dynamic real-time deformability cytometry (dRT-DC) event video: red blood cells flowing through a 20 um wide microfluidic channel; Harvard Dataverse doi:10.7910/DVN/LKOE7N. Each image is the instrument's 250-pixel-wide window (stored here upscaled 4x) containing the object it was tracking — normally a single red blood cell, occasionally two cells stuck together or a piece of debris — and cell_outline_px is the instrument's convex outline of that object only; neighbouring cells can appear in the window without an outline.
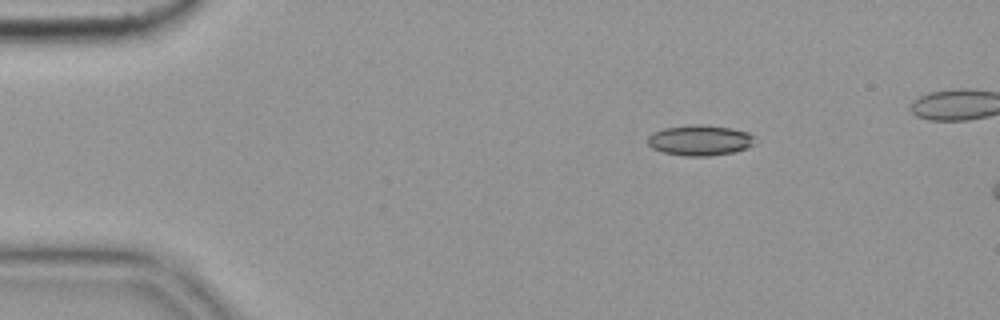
{"species": "common noctule bat (a hibernating species)", "species_latin": "Nyctalus noctula", "temperature_condition": "cold", "stored_images_in_passage": 3, "camera_frame_rate_fps": 3000, "um_per_image_px": 0.085, "animal": {"sex": "female", "body_mass_g": 19.9}, "frame": {"image": 1, "passage_image": 1, "time_ms": 0.0, "image_size_px": [1000, 320], "cell_outline_px": [[756, 136], [752, 144], [748, 148], [736, 152], [708, 156], [684, 156], [664, 152], [652, 148], [648, 144], [648, 136], [652, 132], [664, 128], [692, 124], [696, 124], [732, 128], [748, 132]], "centroid_in_image_um": [59.5, 11.92], "position_along_channel_um": 25.5, "area_um2": 19.19}}